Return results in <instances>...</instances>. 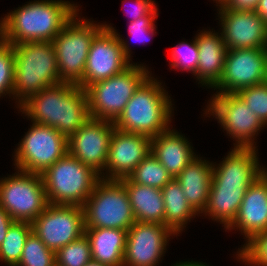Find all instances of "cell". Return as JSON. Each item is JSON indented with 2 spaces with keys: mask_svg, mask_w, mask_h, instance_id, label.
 <instances>
[{
  "mask_svg": "<svg viewBox=\"0 0 267 266\" xmlns=\"http://www.w3.org/2000/svg\"><path fill=\"white\" fill-rule=\"evenodd\" d=\"M220 32L212 29L200 31L196 35L199 59L193 76L203 87L213 88L222 76L228 49Z\"/></svg>",
  "mask_w": 267,
  "mask_h": 266,
  "instance_id": "obj_21",
  "label": "cell"
},
{
  "mask_svg": "<svg viewBox=\"0 0 267 266\" xmlns=\"http://www.w3.org/2000/svg\"><path fill=\"white\" fill-rule=\"evenodd\" d=\"M158 15H147L130 22L128 32L137 42L147 43L156 34L155 19ZM149 35V36H148ZM132 38V39H133Z\"/></svg>",
  "mask_w": 267,
  "mask_h": 266,
  "instance_id": "obj_35",
  "label": "cell"
},
{
  "mask_svg": "<svg viewBox=\"0 0 267 266\" xmlns=\"http://www.w3.org/2000/svg\"><path fill=\"white\" fill-rule=\"evenodd\" d=\"M14 49L0 38V97L13 95Z\"/></svg>",
  "mask_w": 267,
  "mask_h": 266,
  "instance_id": "obj_34",
  "label": "cell"
},
{
  "mask_svg": "<svg viewBox=\"0 0 267 266\" xmlns=\"http://www.w3.org/2000/svg\"><path fill=\"white\" fill-rule=\"evenodd\" d=\"M17 108L31 122L53 127L66 137L91 118L85 90L67 82L42 89Z\"/></svg>",
  "mask_w": 267,
  "mask_h": 266,
  "instance_id": "obj_2",
  "label": "cell"
},
{
  "mask_svg": "<svg viewBox=\"0 0 267 266\" xmlns=\"http://www.w3.org/2000/svg\"><path fill=\"white\" fill-rule=\"evenodd\" d=\"M202 158L197 156L175 178L188 204L199 215L207 206L213 176V162Z\"/></svg>",
  "mask_w": 267,
  "mask_h": 266,
  "instance_id": "obj_23",
  "label": "cell"
},
{
  "mask_svg": "<svg viewBox=\"0 0 267 266\" xmlns=\"http://www.w3.org/2000/svg\"><path fill=\"white\" fill-rule=\"evenodd\" d=\"M77 11H80L79 6L70 1H29L1 18L0 38L12 45L35 41L52 42Z\"/></svg>",
  "mask_w": 267,
  "mask_h": 266,
  "instance_id": "obj_3",
  "label": "cell"
},
{
  "mask_svg": "<svg viewBox=\"0 0 267 266\" xmlns=\"http://www.w3.org/2000/svg\"><path fill=\"white\" fill-rule=\"evenodd\" d=\"M213 1H216V5H217V4L223 3L225 0H213Z\"/></svg>",
  "mask_w": 267,
  "mask_h": 266,
  "instance_id": "obj_42",
  "label": "cell"
},
{
  "mask_svg": "<svg viewBox=\"0 0 267 266\" xmlns=\"http://www.w3.org/2000/svg\"><path fill=\"white\" fill-rule=\"evenodd\" d=\"M231 229H239L246 242L267 230V176L264 173L246 190L236 218L225 230Z\"/></svg>",
  "mask_w": 267,
  "mask_h": 266,
  "instance_id": "obj_20",
  "label": "cell"
},
{
  "mask_svg": "<svg viewBox=\"0 0 267 266\" xmlns=\"http://www.w3.org/2000/svg\"><path fill=\"white\" fill-rule=\"evenodd\" d=\"M190 143L185 136L169 128L151 138V154L172 178H176L198 156Z\"/></svg>",
  "mask_w": 267,
  "mask_h": 266,
  "instance_id": "obj_22",
  "label": "cell"
},
{
  "mask_svg": "<svg viewBox=\"0 0 267 266\" xmlns=\"http://www.w3.org/2000/svg\"><path fill=\"white\" fill-rule=\"evenodd\" d=\"M85 266H110V265L102 264L97 261L91 260Z\"/></svg>",
  "mask_w": 267,
  "mask_h": 266,
  "instance_id": "obj_41",
  "label": "cell"
},
{
  "mask_svg": "<svg viewBox=\"0 0 267 266\" xmlns=\"http://www.w3.org/2000/svg\"><path fill=\"white\" fill-rule=\"evenodd\" d=\"M236 94L252 113L267 125V81L239 90Z\"/></svg>",
  "mask_w": 267,
  "mask_h": 266,
  "instance_id": "obj_32",
  "label": "cell"
},
{
  "mask_svg": "<svg viewBox=\"0 0 267 266\" xmlns=\"http://www.w3.org/2000/svg\"><path fill=\"white\" fill-rule=\"evenodd\" d=\"M14 222L12 217L0 206V246L6 237L8 229Z\"/></svg>",
  "mask_w": 267,
  "mask_h": 266,
  "instance_id": "obj_38",
  "label": "cell"
},
{
  "mask_svg": "<svg viewBox=\"0 0 267 266\" xmlns=\"http://www.w3.org/2000/svg\"><path fill=\"white\" fill-rule=\"evenodd\" d=\"M170 59L171 68L191 72L193 73L192 75H194L197 70L199 59L196 36L195 39L190 43H187V41H182L174 46V48L171 50Z\"/></svg>",
  "mask_w": 267,
  "mask_h": 266,
  "instance_id": "obj_33",
  "label": "cell"
},
{
  "mask_svg": "<svg viewBox=\"0 0 267 266\" xmlns=\"http://www.w3.org/2000/svg\"><path fill=\"white\" fill-rule=\"evenodd\" d=\"M238 249L236 258L250 266H267V230L254 235Z\"/></svg>",
  "mask_w": 267,
  "mask_h": 266,
  "instance_id": "obj_31",
  "label": "cell"
},
{
  "mask_svg": "<svg viewBox=\"0 0 267 266\" xmlns=\"http://www.w3.org/2000/svg\"><path fill=\"white\" fill-rule=\"evenodd\" d=\"M171 266H209L206 263L200 262V261H180L179 263L177 262L174 265Z\"/></svg>",
  "mask_w": 267,
  "mask_h": 266,
  "instance_id": "obj_40",
  "label": "cell"
},
{
  "mask_svg": "<svg viewBox=\"0 0 267 266\" xmlns=\"http://www.w3.org/2000/svg\"><path fill=\"white\" fill-rule=\"evenodd\" d=\"M143 64L127 69L85 89L92 119L115 122L141 84L151 75Z\"/></svg>",
  "mask_w": 267,
  "mask_h": 266,
  "instance_id": "obj_8",
  "label": "cell"
},
{
  "mask_svg": "<svg viewBox=\"0 0 267 266\" xmlns=\"http://www.w3.org/2000/svg\"><path fill=\"white\" fill-rule=\"evenodd\" d=\"M56 266H85L92 260L90 242L86 234L55 252Z\"/></svg>",
  "mask_w": 267,
  "mask_h": 266,
  "instance_id": "obj_30",
  "label": "cell"
},
{
  "mask_svg": "<svg viewBox=\"0 0 267 266\" xmlns=\"http://www.w3.org/2000/svg\"><path fill=\"white\" fill-rule=\"evenodd\" d=\"M204 114L215 117L234 147L257 148L256 136L266 127L236 93L213 94ZM255 143V144H254Z\"/></svg>",
  "mask_w": 267,
  "mask_h": 266,
  "instance_id": "obj_13",
  "label": "cell"
},
{
  "mask_svg": "<svg viewBox=\"0 0 267 266\" xmlns=\"http://www.w3.org/2000/svg\"><path fill=\"white\" fill-rule=\"evenodd\" d=\"M31 232V223L15 221L8 229L0 246V262H4L7 266H16L21 258L26 239Z\"/></svg>",
  "mask_w": 267,
  "mask_h": 266,
  "instance_id": "obj_27",
  "label": "cell"
},
{
  "mask_svg": "<svg viewBox=\"0 0 267 266\" xmlns=\"http://www.w3.org/2000/svg\"><path fill=\"white\" fill-rule=\"evenodd\" d=\"M82 207L85 228L128 230L136 222L128 193L119 180L100 179Z\"/></svg>",
  "mask_w": 267,
  "mask_h": 266,
  "instance_id": "obj_9",
  "label": "cell"
},
{
  "mask_svg": "<svg viewBox=\"0 0 267 266\" xmlns=\"http://www.w3.org/2000/svg\"><path fill=\"white\" fill-rule=\"evenodd\" d=\"M16 266H56L55 252L47 248L40 238L31 232Z\"/></svg>",
  "mask_w": 267,
  "mask_h": 266,
  "instance_id": "obj_29",
  "label": "cell"
},
{
  "mask_svg": "<svg viewBox=\"0 0 267 266\" xmlns=\"http://www.w3.org/2000/svg\"><path fill=\"white\" fill-rule=\"evenodd\" d=\"M255 11L267 24V0H259Z\"/></svg>",
  "mask_w": 267,
  "mask_h": 266,
  "instance_id": "obj_39",
  "label": "cell"
},
{
  "mask_svg": "<svg viewBox=\"0 0 267 266\" xmlns=\"http://www.w3.org/2000/svg\"><path fill=\"white\" fill-rule=\"evenodd\" d=\"M258 148L234 147L224 159L213 163L208 203L202 215L226 229L236 218L248 187L263 174Z\"/></svg>",
  "mask_w": 267,
  "mask_h": 266,
  "instance_id": "obj_1",
  "label": "cell"
},
{
  "mask_svg": "<svg viewBox=\"0 0 267 266\" xmlns=\"http://www.w3.org/2000/svg\"><path fill=\"white\" fill-rule=\"evenodd\" d=\"M42 175L48 202L56 205L83 206L100 175L67 153Z\"/></svg>",
  "mask_w": 267,
  "mask_h": 266,
  "instance_id": "obj_7",
  "label": "cell"
},
{
  "mask_svg": "<svg viewBox=\"0 0 267 266\" xmlns=\"http://www.w3.org/2000/svg\"><path fill=\"white\" fill-rule=\"evenodd\" d=\"M14 49L13 97L19 106L29 96L61 83L55 47L51 41L25 42Z\"/></svg>",
  "mask_w": 267,
  "mask_h": 266,
  "instance_id": "obj_5",
  "label": "cell"
},
{
  "mask_svg": "<svg viewBox=\"0 0 267 266\" xmlns=\"http://www.w3.org/2000/svg\"><path fill=\"white\" fill-rule=\"evenodd\" d=\"M133 9H127V14L132 15L130 22L147 15H159L157 5L153 0H133ZM131 3V2H130ZM130 10V11H129ZM129 11V12H128Z\"/></svg>",
  "mask_w": 267,
  "mask_h": 266,
  "instance_id": "obj_36",
  "label": "cell"
},
{
  "mask_svg": "<svg viewBox=\"0 0 267 266\" xmlns=\"http://www.w3.org/2000/svg\"><path fill=\"white\" fill-rule=\"evenodd\" d=\"M16 172L0 178V206L14 221L32 223L49 204L43 178L41 174Z\"/></svg>",
  "mask_w": 267,
  "mask_h": 266,
  "instance_id": "obj_10",
  "label": "cell"
},
{
  "mask_svg": "<svg viewBox=\"0 0 267 266\" xmlns=\"http://www.w3.org/2000/svg\"><path fill=\"white\" fill-rule=\"evenodd\" d=\"M267 81V48L230 49L215 94L236 93Z\"/></svg>",
  "mask_w": 267,
  "mask_h": 266,
  "instance_id": "obj_15",
  "label": "cell"
},
{
  "mask_svg": "<svg viewBox=\"0 0 267 266\" xmlns=\"http://www.w3.org/2000/svg\"><path fill=\"white\" fill-rule=\"evenodd\" d=\"M119 181L128 193L136 221L164 224L165 205L160 188L132 183L127 177Z\"/></svg>",
  "mask_w": 267,
  "mask_h": 266,
  "instance_id": "obj_25",
  "label": "cell"
},
{
  "mask_svg": "<svg viewBox=\"0 0 267 266\" xmlns=\"http://www.w3.org/2000/svg\"><path fill=\"white\" fill-rule=\"evenodd\" d=\"M14 152L16 170L43 174L68 153V137L53 127L32 122Z\"/></svg>",
  "mask_w": 267,
  "mask_h": 266,
  "instance_id": "obj_12",
  "label": "cell"
},
{
  "mask_svg": "<svg viewBox=\"0 0 267 266\" xmlns=\"http://www.w3.org/2000/svg\"><path fill=\"white\" fill-rule=\"evenodd\" d=\"M175 235L164 224L136 221L127 230L123 266L159 265L170 238Z\"/></svg>",
  "mask_w": 267,
  "mask_h": 266,
  "instance_id": "obj_16",
  "label": "cell"
},
{
  "mask_svg": "<svg viewBox=\"0 0 267 266\" xmlns=\"http://www.w3.org/2000/svg\"><path fill=\"white\" fill-rule=\"evenodd\" d=\"M149 153L151 138L114 128L105 165L106 172L100 178L120 180L128 177Z\"/></svg>",
  "mask_w": 267,
  "mask_h": 266,
  "instance_id": "obj_19",
  "label": "cell"
},
{
  "mask_svg": "<svg viewBox=\"0 0 267 266\" xmlns=\"http://www.w3.org/2000/svg\"><path fill=\"white\" fill-rule=\"evenodd\" d=\"M216 6L228 50L267 48V24L256 11L233 10L223 3Z\"/></svg>",
  "mask_w": 267,
  "mask_h": 266,
  "instance_id": "obj_17",
  "label": "cell"
},
{
  "mask_svg": "<svg viewBox=\"0 0 267 266\" xmlns=\"http://www.w3.org/2000/svg\"><path fill=\"white\" fill-rule=\"evenodd\" d=\"M263 173L267 176V168L263 167Z\"/></svg>",
  "mask_w": 267,
  "mask_h": 266,
  "instance_id": "obj_43",
  "label": "cell"
},
{
  "mask_svg": "<svg viewBox=\"0 0 267 266\" xmlns=\"http://www.w3.org/2000/svg\"><path fill=\"white\" fill-rule=\"evenodd\" d=\"M127 178L132 183L160 189L173 179L151 153L144 158Z\"/></svg>",
  "mask_w": 267,
  "mask_h": 266,
  "instance_id": "obj_28",
  "label": "cell"
},
{
  "mask_svg": "<svg viewBox=\"0 0 267 266\" xmlns=\"http://www.w3.org/2000/svg\"><path fill=\"white\" fill-rule=\"evenodd\" d=\"M79 11L63 26L54 37L58 74L61 82L81 84L87 56L94 37L104 28L89 19L78 18Z\"/></svg>",
  "mask_w": 267,
  "mask_h": 266,
  "instance_id": "obj_6",
  "label": "cell"
},
{
  "mask_svg": "<svg viewBox=\"0 0 267 266\" xmlns=\"http://www.w3.org/2000/svg\"><path fill=\"white\" fill-rule=\"evenodd\" d=\"M165 205L164 225L170 228L176 237L192 218L199 216L188 204L179 182L173 178L162 189Z\"/></svg>",
  "mask_w": 267,
  "mask_h": 266,
  "instance_id": "obj_26",
  "label": "cell"
},
{
  "mask_svg": "<svg viewBox=\"0 0 267 266\" xmlns=\"http://www.w3.org/2000/svg\"><path fill=\"white\" fill-rule=\"evenodd\" d=\"M31 225L32 232L56 252L85 234L84 210L82 206L49 203Z\"/></svg>",
  "mask_w": 267,
  "mask_h": 266,
  "instance_id": "obj_14",
  "label": "cell"
},
{
  "mask_svg": "<svg viewBox=\"0 0 267 266\" xmlns=\"http://www.w3.org/2000/svg\"><path fill=\"white\" fill-rule=\"evenodd\" d=\"M259 0H225L223 4L233 10L255 11Z\"/></svg>",
  "mask_w": 267,
  "mask_h": 266,
  "instance_id": "obj_37",
  "label": "cell"
},
{
  "mask_svg": "<svg viewBox=\"0 0 267 266\" xmlns=\"http://www.w3.org/2000/svg\"><path fill=\"white\" fill-rule=\"evenodd\" d=\"M92 260L110 266H123L127 230L116 228H85Z\"/></svg>",
  "mask_w": 267,
  "mask_h": 266,
  "instance_id": "obj_24",
  "label": "cell"
},
{
  "mask_svg": "<svg viewBox=\"0 0 267 266\" xmlns=\"http://www.w3.org/2000/svg\"><path fill=\"white\" fill-rule=\"evenodd\" d=\"M103 26L89 49L84 75L79 85L84 90L96 82L121 73L132 64L128 41L122 39L110 24L104 23Z\"/></svg>",
  "mask_w": 267,
  "mask_h": 266,
  "instance_id": "obj_11",
  "label": "cell"
},
{
  "mask_svg": "<svg viewBox=\"0 0 267 266\" xmlns=\"http://www.w3.org/2000/svg\"><path fill=\"white\" fill-rule=\"evenodd\" d=\"M161 83L150 75L135 91L114 122L115 128L149 138L169 129L174 107Z\"/></svg>",
  "mask_w": 267,
  "mask_h": 266,
  "instance_id": "obj_4",
  "label": "cell"
},
{
  "mask_svg": "<svg viewBox=\"0 0 267 266\" xmlns=\"http://www.w3.org/2000/svg\"><path fill=\"white\" fill-rule=\"evenodd\" d=\"M114 122L90 118L68 137V153L101 175L105 171Z\"/></svg>",
  "mask_w": 267,
  "mask_h": 266,
  "instance_id": "obj_18",
  "label": "cell"
}]
</instances>
